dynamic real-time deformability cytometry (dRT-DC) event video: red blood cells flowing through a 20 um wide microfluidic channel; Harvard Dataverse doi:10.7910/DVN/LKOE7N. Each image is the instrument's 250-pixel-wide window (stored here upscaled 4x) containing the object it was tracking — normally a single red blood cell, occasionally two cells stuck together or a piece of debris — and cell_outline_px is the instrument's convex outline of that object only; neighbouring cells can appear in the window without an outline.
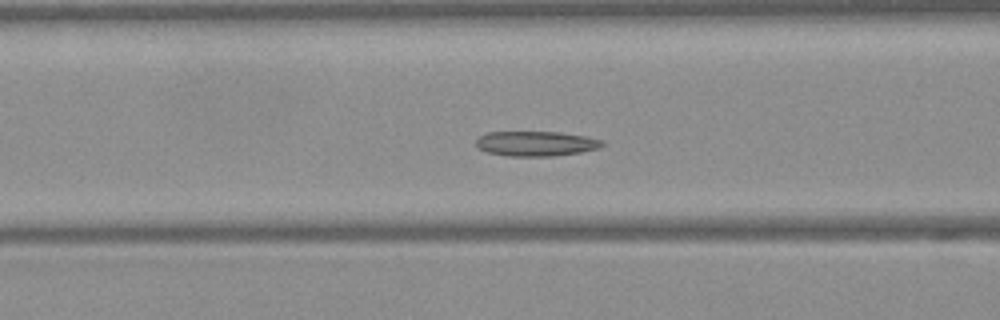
{"species": "Egyptian fruit bat (a non-hibernating species)", "species_latin": "Rousettus aegyptiacus", "temperature_condition": "warm", "stored_images_in_passage": 50, "camera_frame_rate_fps": 3000, "um_per_image_px": 0.085, "frame": {"image": 1, "passage_image": 20, "time_ms": 6.333, "image_size_px": [1000, 320], "cell_outline_px": [[604, 144], [600, 148], [580, 152], [552, 156], [508, 156], [488, 152], [476, 148], [476, 140], [480, 136], [488, 132], [560, 132], [584, 136], [604, 140]], "centroid_in_image_um": [45.56, 12.2], "position_along_channel_um": 121.0, "area_um2": 18.32}}
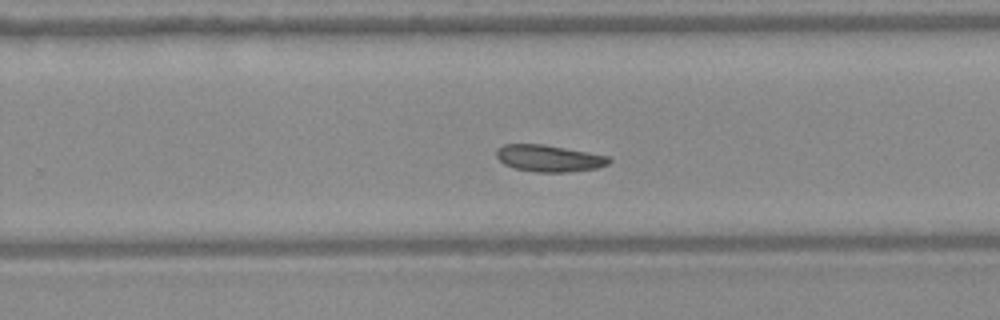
{"frame": {"image": 2, "passage_image": 32, "time_ms": 10.333, "image_size_px": [1000, 320], "cell_outline_px": [[612, 160], [608, 164], [596, 168], [568, 172], [536, 172], [516, 168], [504, 164], [496, 156], [496, 148], [504, 144], [544, 144], [608, 156]], "centroid_in_image_um": [46.64, 13.45], "position_along_channel_um": 283.2, "area_um2": 17.46}}
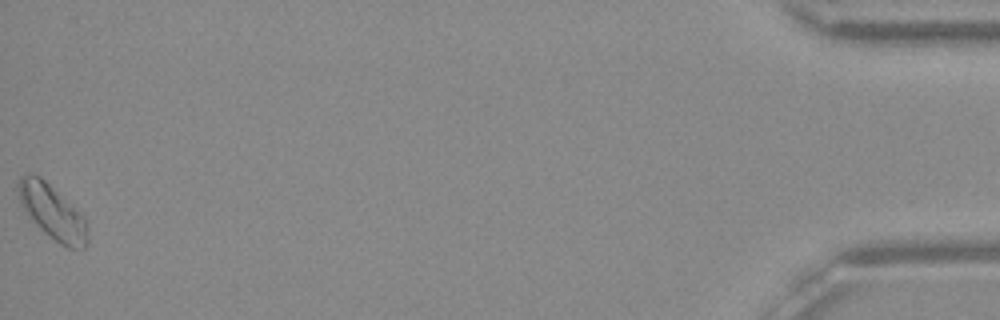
{"frame": {"image": 3, "passage_image": 50, "time_ms": 16.333, "image_size_px": [1000, 320], "cell_outline_px": [[88, 244], [84, 248], [68, 248], [60, 244], [44, 232], [24, 212], [20, 204], [16, 188], [16, 184], [20, 176], [28, 172], [40, 176], [84, 216], [88, 236]], "centroid_in_image_um": [4.4, 18.0], "position_along_channel_um": 430.8, "area_um2": 22.08}, "authors_computed_cell_mechanics": {"area_um2": 18.4093, "velocity_mm_per_s": 4.0577, "shape_relaxation_time_tau1_ms": 9.1587, "shape_relaxation_time_tau2_ms": null, "deformation_change_tau1": 0.1095, "deformation_change_tau2": null}}